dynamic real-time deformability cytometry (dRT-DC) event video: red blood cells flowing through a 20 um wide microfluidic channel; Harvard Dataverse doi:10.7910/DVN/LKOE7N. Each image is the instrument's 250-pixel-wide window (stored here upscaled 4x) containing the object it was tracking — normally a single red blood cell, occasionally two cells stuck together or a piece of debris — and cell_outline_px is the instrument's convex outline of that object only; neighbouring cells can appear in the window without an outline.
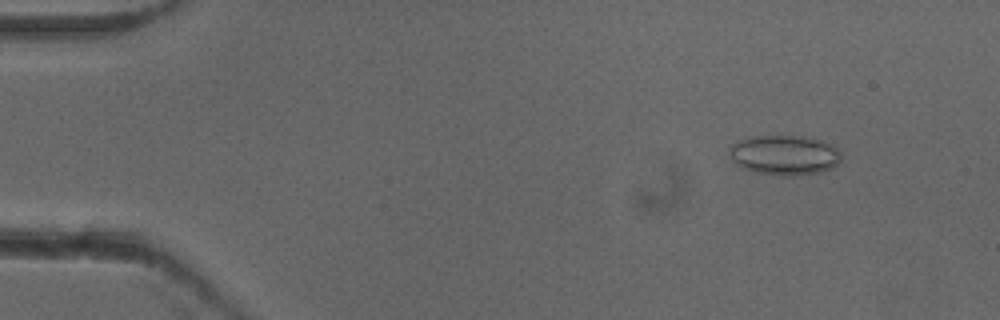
{"species": "common noctule bat (a hibernating species)", "species_latin": "Nyctalus noctula", "temperature_condition": "cold", "stored_images_in_passage": 53, "camera_frame_rate_fps": 3000, "um_per_image_px": 0.085, "animal": {"sex": "female"}, "frame": {"image": 1, "passage_image": 6, "time_ms": 1.667, "image_size_px": [1000, 320], "cell_outline_px": [[840, 160], [832, 168], [816, 172], [796, 176], [780, 176], [756, 172], [740, 168], [732, 160], [728, 152], [732, 144], [740, 140], [752, 136], [808, 136], [824, 140], [832, 144], [840, 152]], "centroid_in_image_um": [66.67, 13.17], "position_along_channel_um": 18.3, "area_um2": 26.24}}
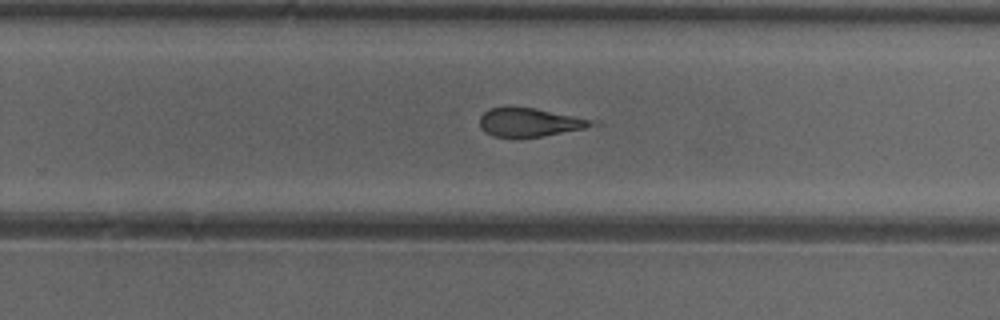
{"frame": {"image": 2, "passage_image": 34, "time_ms": 11.0, "image_size_px": [1000, 320], "cell_outline_px": [[604, 124], [584, 128], [540, 136], [516, 140], [512, 140], [492, 136], [484, 132], [480, 128], [480, 116], [488, 108], [536, 108], [600, 120]], "centroid_in_image_um": [45.08, 10.43], "position_along_channel_um": 284.7, "area_um2": 19.42}}
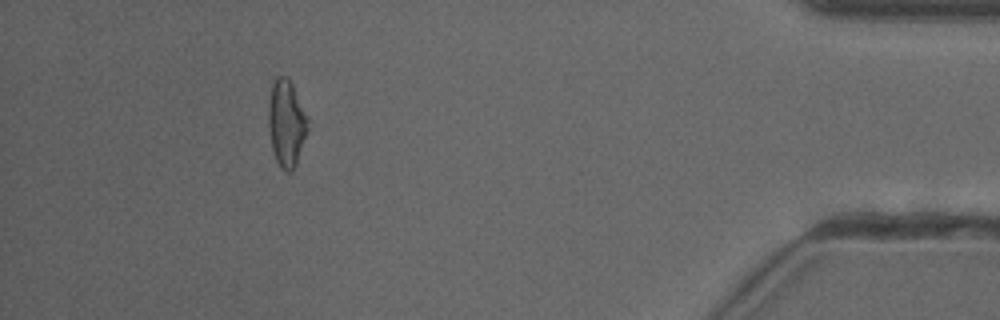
{"frame": {"image": 3, "passage_image": 48, "time_ms": 15.667, "image_size_px": [1000, 320], "cell_outline_px": [[308, 132], [296, 164], [292, 172], [288, 172], [280, 168], [276, 160], [272, 148], [268, 124], [268, 104], [272, 84], [276, 76], [288, 76], [308, 116]], "centroid_in_image_um": [24.35, 10.47], "position_along_channel_um": 410.8, "area_um2": 20.11}, "authors_computed_cell_mechanics": {"area_um2": 20.23, "velocity_mm_per_s": 3.9529, "shape_relaxation_time_tau1_ms": null, "shape_relaxation_time_tau2_ms": 3.109, "deformation_change_tau1": null, "deformation_change_tau2": 0.1486}}